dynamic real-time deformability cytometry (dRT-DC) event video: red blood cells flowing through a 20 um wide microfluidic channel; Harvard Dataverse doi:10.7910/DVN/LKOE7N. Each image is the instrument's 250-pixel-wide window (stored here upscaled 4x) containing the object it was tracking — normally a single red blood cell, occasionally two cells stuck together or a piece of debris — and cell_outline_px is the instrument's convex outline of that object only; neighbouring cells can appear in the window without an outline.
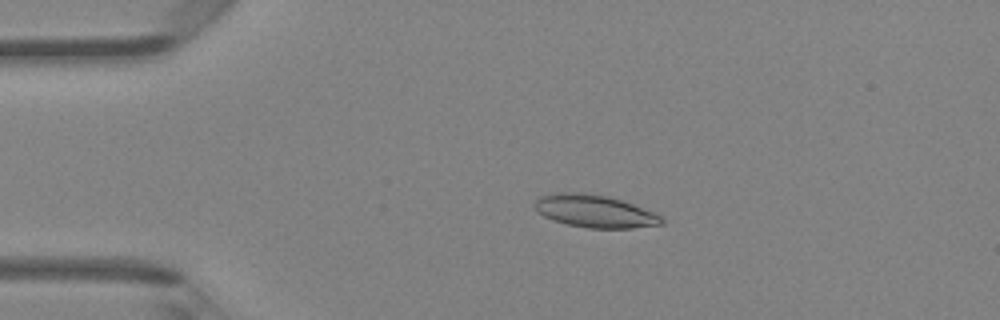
{"species": "Egyptian fruit bat (a non-hibernating species)", "species_latin": "Rousettus aegyptiacus", "temperature_condition": "room temperature", "stored_images_in_passage": 46, "camera_frame_rate_fps": 3000, "um_per_image_px": 0.085, "animal": {"sex": "female"}, "frame": {"image": 1, "passage_image": 9, "time_ms": 2.667, "image_size_px": [1000, 320], "cell_outline_px": [[664, 224], [632, 228], [588, 228], [568, 224], [552, 220], [536, 212], [532, 204], [540, 196], [556, 192], [584, 192], [608, 196], [624, 200], [656, 212], [664, 220]], "centroid_in_image_um": [50.55, 17.94], "position_along_channel_um": 34.5, "area_um2": 24.57}}
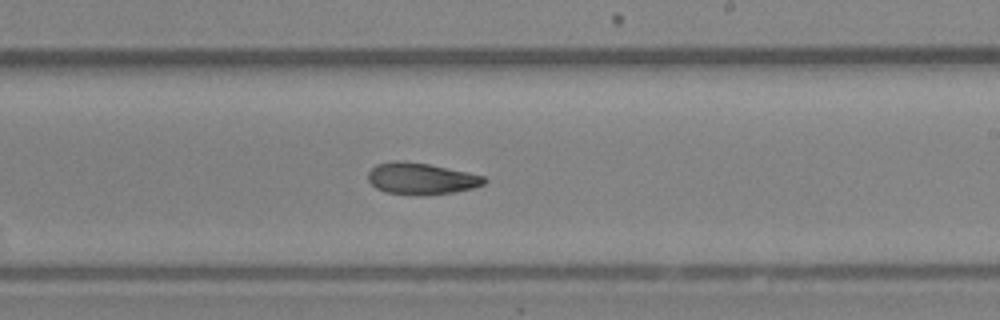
{"frame": {"image": 2, "passage_image": 27, "time_ms": 8.667, "image_size_px": [1000, 320], "cell_outline_px": [[488, 180], [484, 184], [472, 188], [452, 192], [424, 196], [420, 196], [384, 192], [376, 188], [368, 180], [368, 172], [376, 164], [396, 160], [400, 160], [428, 164], [468, 172], [484, 176]], "centroid_in_image_um": [35.79, 15.19], "position_along_channel_um": 253.2, "area_um2": 21.5}}
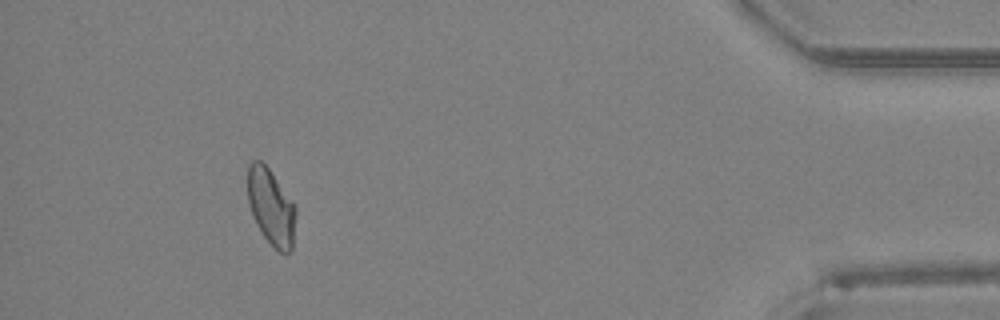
{"frame": {"image": 3, "passage_image": 42, "time_ms": 13.667, "image_size_px": [1000, 320], "cell_outline_px": [[296, 216], [292, 248], [288, 252], [280, 252], [264, 236], [256, 224], [252, 216], [248, 204], [248, 164], [252, 160], [260, 160], [268, 168], [292, 200], [296, 208]], "centroid_in_image_um": [23.03, 17.57], "position_along_channel_um": 412.2, "area_um2": 21.21}, "authors_computed_cell_mechanics": {"area_um2": 22.3975, "velocity_mm_per_s": 4.364, "shape_relaxation_time_tau1_ms": 4.7747, "shape_relaxation_time_tau2_ms": 2.8253, "deformation_change_tau1": 0.1299, "deformation_change_tau2": 0.0919}}